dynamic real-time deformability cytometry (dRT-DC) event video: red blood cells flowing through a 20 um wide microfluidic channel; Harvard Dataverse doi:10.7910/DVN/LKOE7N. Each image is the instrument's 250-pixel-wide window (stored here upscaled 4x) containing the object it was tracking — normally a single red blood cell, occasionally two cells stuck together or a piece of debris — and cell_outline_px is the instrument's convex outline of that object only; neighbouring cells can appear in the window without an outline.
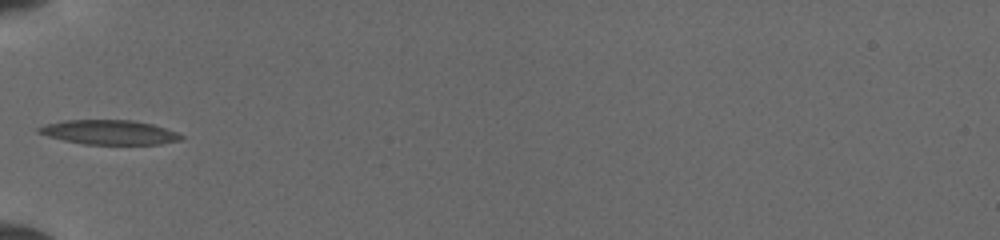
{"species": "common noctule bat (a hibernating species)", "species_latin": "Nyctalus noctula", "temperature_condition": "cold", "stored_images_in_passage": 32, "camera_frame_rate_fps": 3000, "um_per_image_px": 0.085, "animal": {"sex": "female", "body_mass_g": 19.5, "forearm_length_mm": 54.1}, "frame": {"image": 1, "passage_image": 1, "time_ms": 0.0, "image_size_px": [1000, 240], "cell_outline_px": [[184, 136], [180, 140], [160, 144], [84, 144], [64, 140], [48, 136], [36, 132], [36, 128], [44, 124], [64, 120], [132, 120], [152, 124], [176, 132]], "centroid_in_image_um": [9.24, 11.24], "position_along_channel_um": 75.8, "area_um2": 20.23}}
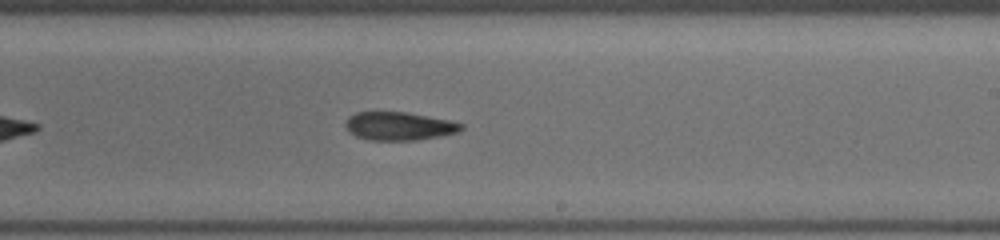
{"frame": {"image": 2, "passage_image": 14, "time_ms": 4.333, "image_size_px": [1000, 240], "cell_outline_px": [[464, 128], [456, 132], [440, 136], [416, 140], [368, 140], [356, 136], [348, 132], [344, 128], [344, 124], [348, 116], [356, 112], [404, 112], [448, 120], [464, 124]], "centroid_in_image_um": [33.85, 10.72], "position_along_channel_um": 255.1, "area_um2": 19.07}}
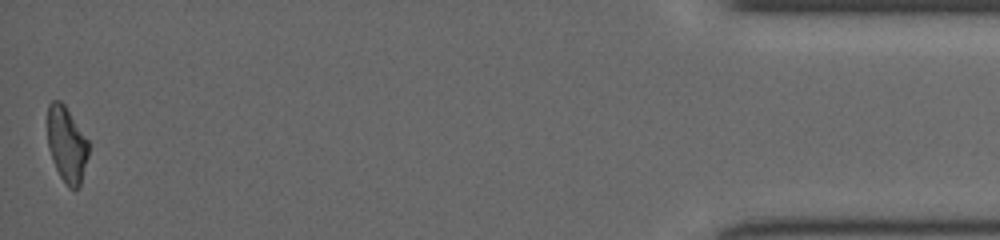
{"frame": {"image": 3, "passage_image": 32, "time_ms": 10.333, "image_size_px": [1000, 240], "cell_outline_px": [[88, 156], [80, 188], [68, 188], [60, 176], [52, 160], [48, 148], [48, 104], [52, 100], [60, 100], [64, 104], [88, 140]], "centroid_in_image_um": [5.67, 12.3], "position_along_channel_um": 429.5, "area_um2": 18.09}}